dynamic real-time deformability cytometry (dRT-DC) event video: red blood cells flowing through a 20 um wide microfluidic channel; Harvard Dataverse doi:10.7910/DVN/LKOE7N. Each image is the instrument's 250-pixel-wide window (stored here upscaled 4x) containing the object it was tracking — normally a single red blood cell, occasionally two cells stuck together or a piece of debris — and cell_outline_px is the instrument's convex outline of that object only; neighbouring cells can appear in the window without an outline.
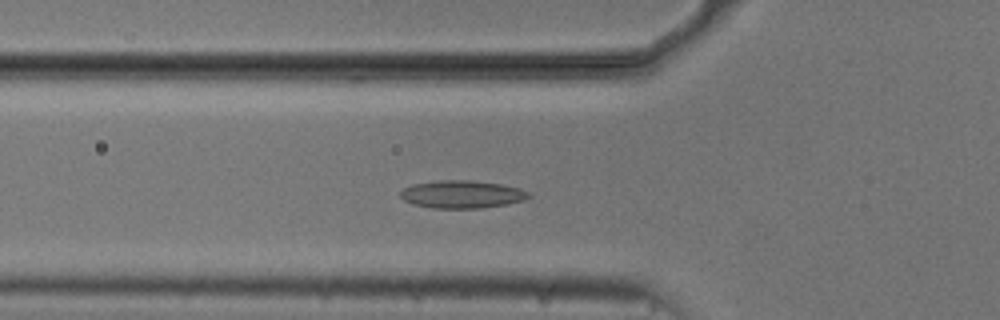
{"species": "common noctule bat (a hibernating species)", "species_latin": "Nyctalus noctula", "temperature_condition": "cold", "stored_images_in_passage": 54, "camera_frame_rate_fps": 3000, "um_per_image_px": 0.085, "animal": {"sex": "male", "body_mass_g": 20.5, "forearm_length_mm": 52.5}, "frame": {"image": 1, "passage_image": 18, "time_ms": 5.667, "image_size_px": [1000, 320], "cell_outline_px": [[532, 196], [524, 200], [508, 204], [480, 208], [432, 208], [412, 204], [404, 200], [400, 196], [400, 192], [404, 188], [412, 184], [436, 180], [468, 180], [500, 184], [520, 188], [528, 192]], "centroid_in_image_um": [39.26, 16.52], "position_along_channel_um": 86.5, "area_um2": 20.81}}
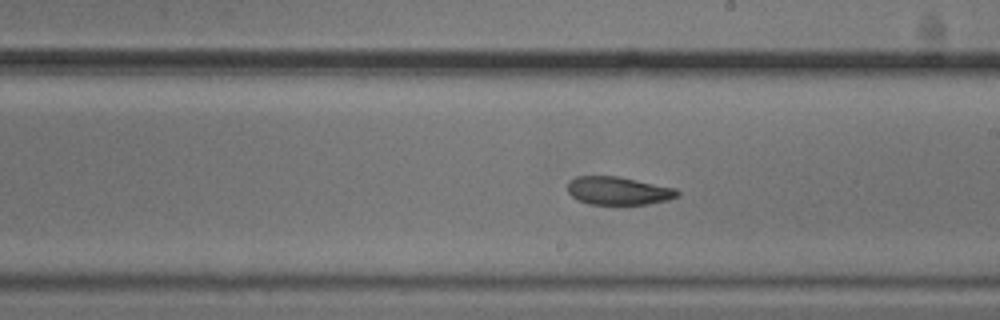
{"frame": {"image": 2, "passage_image": 30, "time_ms": 9.667, "image_size_px": [1000, 320], "cell_outline_px": [[680, 196], [668, 200], [648, 204], [588, 204], [576, 200], [568, 192], [568, 180], [576, 176], [620, 176], [676, 188], [680, 192]], "centroid_in_image_um": [52.57, 16.21], "position_along_channel_um": 236.4, "area_um2": 18.26}}
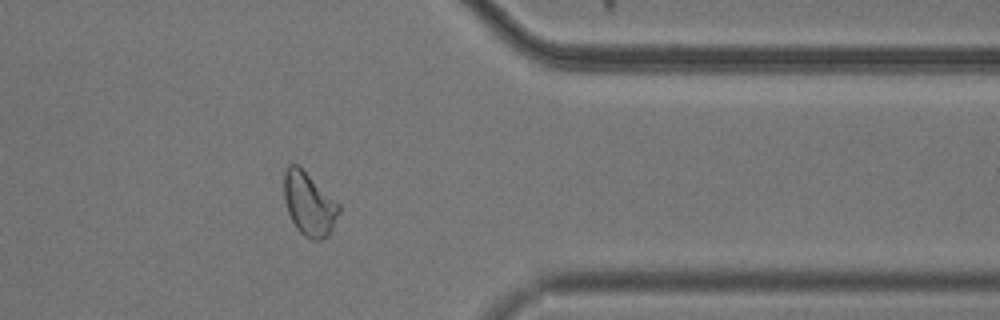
{"frame": {"image": 3, "passage_image": 43, "time_ms": 14.0, "image_size_px": [1000, 320], "cell_outline_px": [[340, 212], [328, 236], [320, 240], [312, 240], [304, 236], [296, 228], [288, 212], [284, 200], [284, 172], [288, 164], [296, 164], [340, 204]], "centroid_in_image_um": [26.27, 17.36], "position_along_channel_um": 385.1, "area_um2": 20.06}, "authors_computed_cell_mechanics": {"area_um2": 20.1433, "velocity_mm_per_s": 3.7305, "shape_relaxation_time_tau1_ms": 7.5847, "shape_relaxation_time_tau2_ms": 5.277, "deformation_change_tau1": 0.1733, "deformation_change_tau2": 0.1235}}